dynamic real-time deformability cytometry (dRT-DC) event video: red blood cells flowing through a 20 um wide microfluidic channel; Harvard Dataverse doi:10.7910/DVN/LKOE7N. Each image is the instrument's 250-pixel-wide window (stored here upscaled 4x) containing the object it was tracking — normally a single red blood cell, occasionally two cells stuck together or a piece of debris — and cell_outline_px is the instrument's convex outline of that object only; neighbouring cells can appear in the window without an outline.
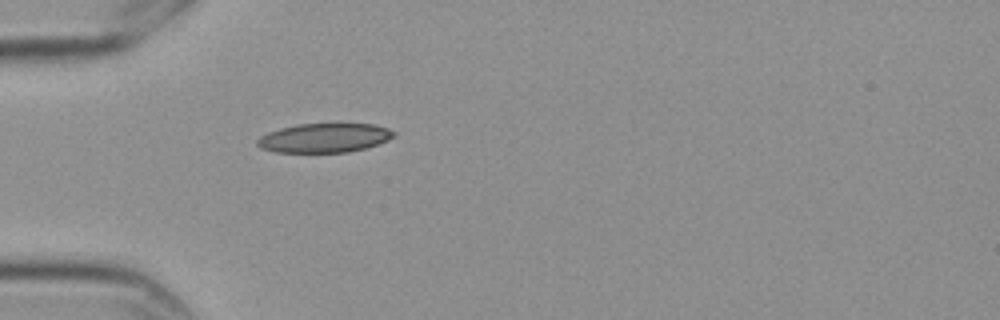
{"species": "Egyptian fruit bat (a non-hibernating species)", "species_latin": "Rousettus aegyptiacus", "temperature_condition": "cold", "stored_images_in_passage": 1, "camera_frame_rate_fps": 3000, "um_per_image_px": 0.085, "frame": {"image": 1, "passage_image": 1, "time_ms": 0.0, "image_size_px": [1000, 320], "cell_outline_px": [[396, 136], [388, 140], [364, 148], [348, 152], [276, 152], [260, 148], [256, 144], [256, 140], [260, 136], [268, 132], [280, 128], [296, 124], [376, 124], [388, 128], [396, 132]], "centroid_in_image_um": [27.56, 11.71], "position_along_channel_um": 57.4, "area_um2": 23.24}}